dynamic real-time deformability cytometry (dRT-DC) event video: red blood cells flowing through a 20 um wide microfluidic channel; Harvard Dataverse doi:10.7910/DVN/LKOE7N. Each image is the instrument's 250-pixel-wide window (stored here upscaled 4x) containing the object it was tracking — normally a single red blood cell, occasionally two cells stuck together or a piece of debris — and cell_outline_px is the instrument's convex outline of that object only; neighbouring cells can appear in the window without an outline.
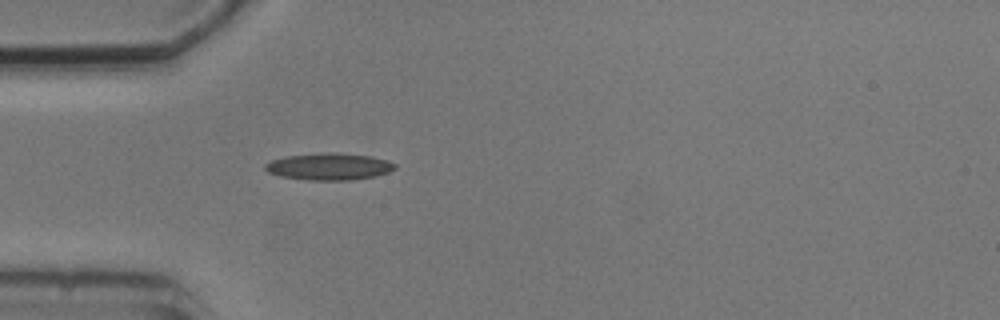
{"species": "common noctule bat (a hibernating species)", "species_latin": "Nyctalus noctula", "temperature_condition": "cold", "stored_images_in_passage": 1, "camera_frame_rate_fps": 3000, "um_per_image_px": 0.085, "animal": {"sex": "male", "body_mass_g": 20.5, "forearm_length_mm": 52.5}, "frame": {"image": 1, "passage_image": 1, "time_ms": 0.0, "image_size_px": [1000, 320], "cell_outline_px": [[396, 168], [388, 172], [376, 176], [352, 180], [308, 180], [280, 176], [268, 172], [264, 168], [264, 164], [272, 160], [284, 156], [324, 152], [332, 152], [372, 156], [388, 160], [396, 164]], "centroid_in_image_um": [27.98, 14.15], "position_along_channel_um": 57.0, "area_um2": 20.52}}